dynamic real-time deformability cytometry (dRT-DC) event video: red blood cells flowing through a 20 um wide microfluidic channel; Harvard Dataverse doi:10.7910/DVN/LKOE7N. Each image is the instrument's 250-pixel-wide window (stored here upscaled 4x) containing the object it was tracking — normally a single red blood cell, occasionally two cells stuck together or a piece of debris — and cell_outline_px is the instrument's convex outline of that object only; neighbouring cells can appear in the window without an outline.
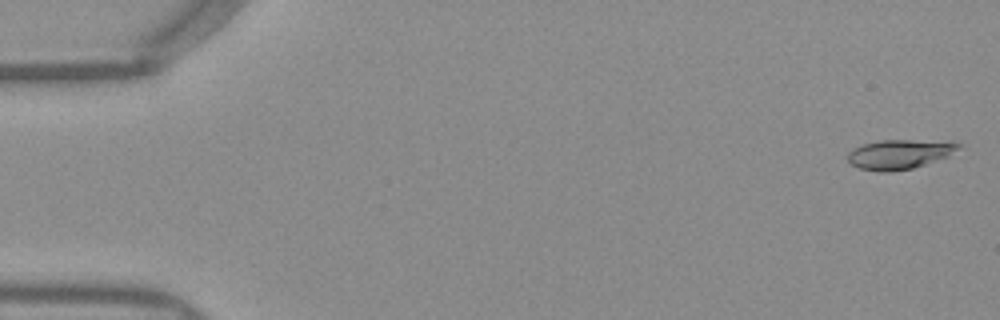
{"species": "Egyptian fruit bat (a non-hibernating species)", "species_latin": "Rousettus aegyptiacus", "temperature_condition": "warm", "stored_images_in_passage": 52, "camera_frame_rate_fps": 3000, "um_per_image_px": 0.085, "frame": {"image": 1, "passage_image": 2, "time_ms": 0.333, "image_size_px": [1000, 320], "cell_outline_px": [[960, 148], [944, 156], [924, 164], [912, 168], [892, 172], [880, 172], [860, 168], [852, 164], [848, 160], [848, 152], [852, 148], [864, 144], [880, 140], [912, 140], [960, 144]], "centroid_in_image_um": [76.33, 13.12], "position_along_channel_um": 8.7, "area_um2": 18.38}}
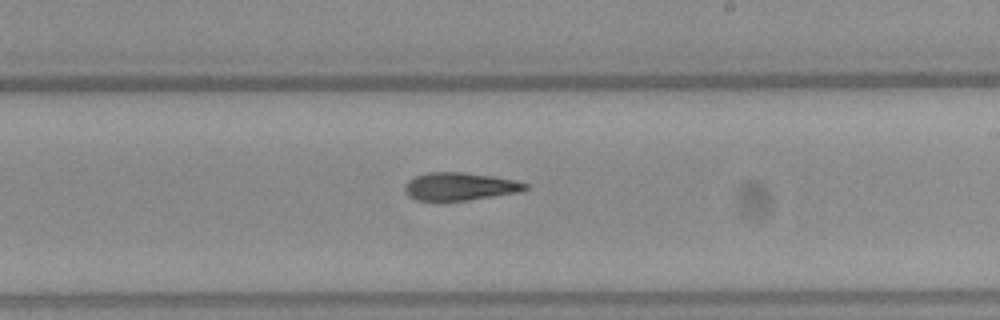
{"frame": {"image": 2, "passage_image": 31, "time_ms": 10.0, "image_size_px": [1000, 320], "cell_outline_px": [[528, 188], [520, 192], [468, 200], [416, 200], [408, 196], [404, 188], [408, 180], [416, 176], [428, 172], [460, 172], [492, 176], [516, 180], [528, 184]], "centroid_in_image_um": [39.1, 15.84], "position_along_channel_um": 249.9, "area_um2": 19.42}}
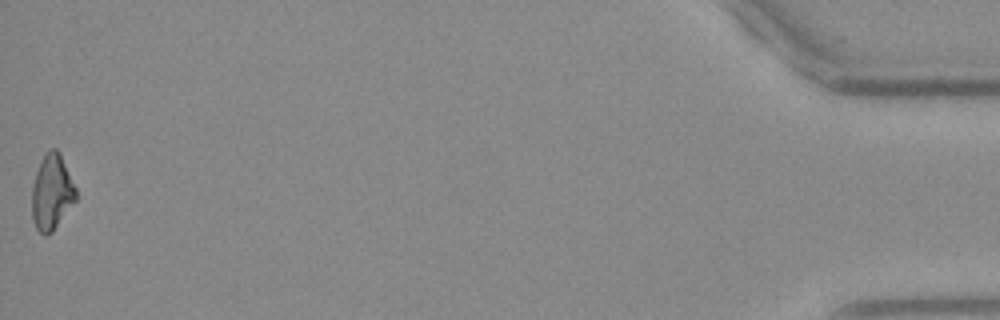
{"frame": {"image": 3, "passage_image": 52, "time_ms": 17.0, "image_size_px": [1000, 320], "cell_outline_px": [[76, 200], [52, 232], [44, 236], [36, 228], [32, 220], [32, 188], [36, 172], [40, 160], [52, 148], [56, 148], [60, 152], [76, 188]], "centroid_in_image_um": [4.4, 16.35], "position_along_channel_um": 430.8, "area_um2": 19.25}, "authors_computed_cell_mechanics": {"area_um2": 19.7387, "velocity_mm_per_s": 3.9639, "shape_relaxation_time_tau1_ms": 9.9641, "shape_relaxation_time_tau2_ms": 8.3107, "deformation_change_tau1": 0.259, "deformation_change_tau2": 0.183}}